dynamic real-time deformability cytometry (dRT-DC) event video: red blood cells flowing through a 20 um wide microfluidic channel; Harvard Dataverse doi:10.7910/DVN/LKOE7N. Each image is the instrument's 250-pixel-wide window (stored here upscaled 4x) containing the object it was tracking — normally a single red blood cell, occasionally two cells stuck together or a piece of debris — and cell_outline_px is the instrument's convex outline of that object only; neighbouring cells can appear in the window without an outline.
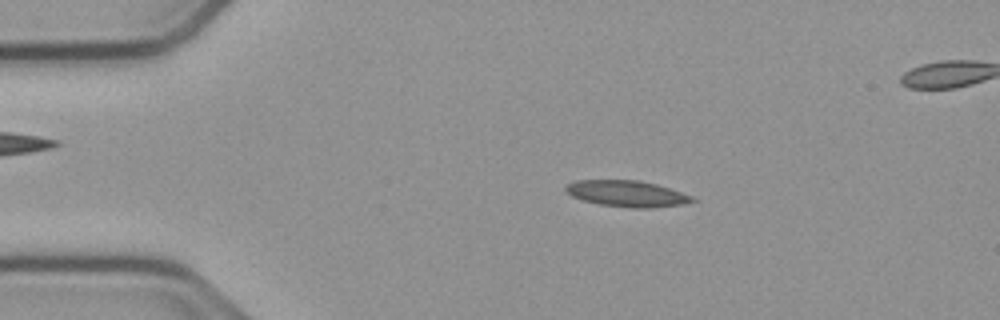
{"species": "common noctule bat (a hibernating species)", "species_latin": "Nyctalus noctula", "temperature_condition": "cold", "stored_images_in_passage": 55, "camera_frame_rate_fps": 3000, "um_per_image_px": 0.085, "animal": {"sex": "male", "body_mass_g": 23.1, "forearm_length_mm": 52.7}, "frame": {"image": 1, "passage_image": 10, "time_ms": 3.0, "image_size_px": [1000, 320], "cell_outline_px": [[696, 200], [680, 204], [652, 208], [632, 208], [600, 204], [584, 200], [572, 196], [564, 192], [564, 188], [568, 184], [576, 180], [640, 180], [656, 184], [692, 196]], "centroid_in_image_um": [53.24, 16.45], "position_along_channel_um": 31.8, "area_um2": 19.13}}
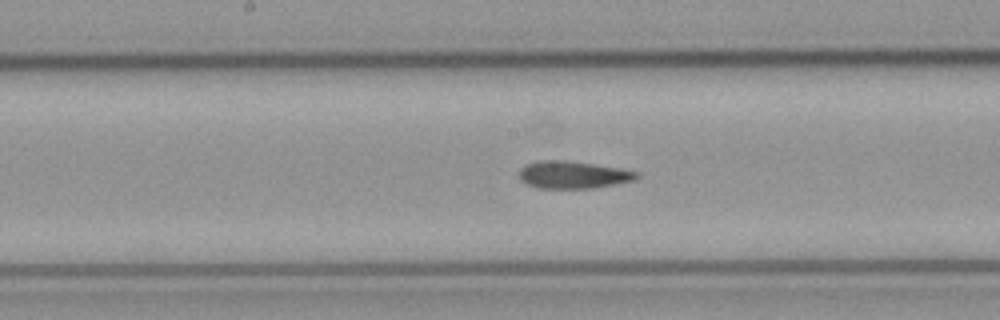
{"frame": {"image": 2, "passage_image": 27, "time_ms": 8.667, "image_size_px": [1000, 320], "cell_outline_px": [[640, 176], [636, 180], [592, 188], [540, 188], [528, 184], [520, 180], [520, 168], [524, 164], [540, 160], [564, 160], [620, 168], [640, 172]], "centroid_in_image_um": [48.72, 14.85], "position_along_channel_um": 199.5, "area_um2": 18.73}}
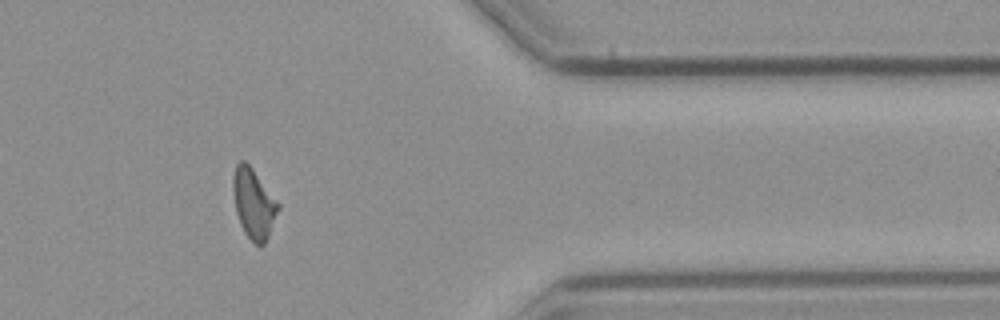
{"frame": {"image": 3, "passage_image": 44, "time_ms": 14.333, "image_size_px": [1000, 320], "cell_outline_px": [[280, 208], [268, 236], [264, 244], [260, 248], [244, 232], [240, 224], [236, 212], [232, 188], [232, 176], [236, 164], [240, 160], [244, 160], [252, 168], [280, 204]], "centroid_in_image_um": [21.55, 17.29], "position_along_channel_um": 389.9, "area_um2": 18.38}, "authors_computed_cell_mechanics": {"area_um2": 18.3804, "velocity_mm_per_s": 3.769, "shape_relaxation_time_tau1_ms": null, "shape_relaxation_time_tau2_ms": 5.5465, "deformation_change_tau1": null, "deformation_change_tau2": 0.1515}}